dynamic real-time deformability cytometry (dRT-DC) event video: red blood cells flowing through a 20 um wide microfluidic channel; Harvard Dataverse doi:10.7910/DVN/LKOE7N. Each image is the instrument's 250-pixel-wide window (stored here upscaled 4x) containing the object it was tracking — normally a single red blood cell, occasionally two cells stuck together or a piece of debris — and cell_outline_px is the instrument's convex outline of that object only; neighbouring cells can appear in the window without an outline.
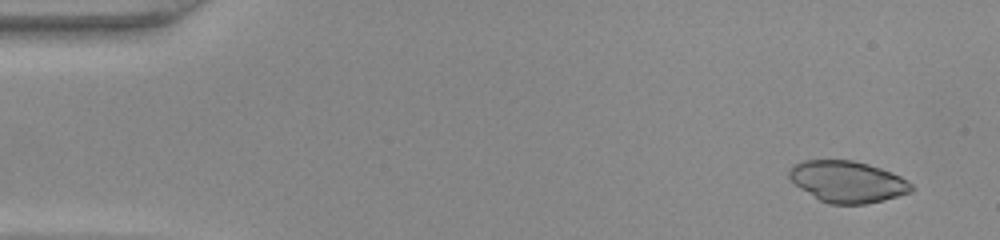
{"species": "common noctule bat (a hibernating species)", "species_latin": "Nyctalus noctula", "temperature_condition": "warm", "stored_images_in_passage": 47, "camera_frame_rate_fps": 3000, "um_per_image_px": 0.085, "animal": {"sex": "female", "body_mass_g": 22.0, "forearm_length_mm": 56.7}, "frame": {"image": 1, "passage_image": 3, "time_ms": 0.667, "image_size_px": [1000, 240], "cell_outline_px": [[916, 188], [912, 192], [864, 204], [828, 204], [820, 200], [800, 188], [788, 176], [788, 172], [792, 164], [804, 160], [852, 160], [868, 164], [892, 172], [908, 180]], "centroid_in_image_um": [72.04, 15.43], "position_along_channel_um": 13.0, "area_um2": 29.48}}